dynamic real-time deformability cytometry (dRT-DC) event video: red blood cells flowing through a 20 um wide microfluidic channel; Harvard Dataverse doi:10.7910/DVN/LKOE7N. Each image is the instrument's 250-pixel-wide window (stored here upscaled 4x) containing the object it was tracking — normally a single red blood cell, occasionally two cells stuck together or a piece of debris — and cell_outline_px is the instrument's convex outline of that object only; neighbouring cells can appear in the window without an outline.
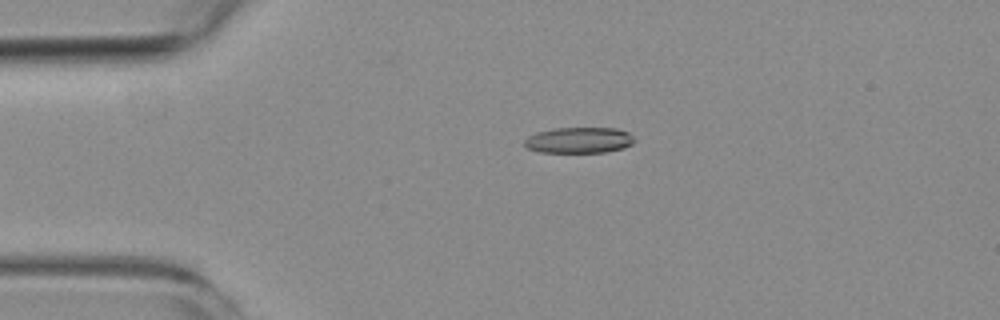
{"species": "common noctule bat (a hibernating species)", "species_latin": "Nyctalus noctula", "temperature_condition": "room temperature", "stored_images_in_passage": 2, "camera_frame_rate_fps": 3000, "um_per_image_px": 0.085, "animal": {"sex": "female", "body_mass_g": 19.3, "forearm_length_mm": 54.1}, "frame": {"image": 1, "passage_image": 1, "time_ms": 0.0, "image_size_px": [1000, 320], "cell_outline_px": [[636, 140], [632, 144], [624, 148], [604, 152], [540, 152], [528, 148], [524, 144], [524, 140], [528, 136], [536, 132], [552, 128], [616, 128], [628, 132]], "centroid_in_image_um": [49.22, 11.91], "position_along_channel_um": 35.8, "area_um2": 16.65}}